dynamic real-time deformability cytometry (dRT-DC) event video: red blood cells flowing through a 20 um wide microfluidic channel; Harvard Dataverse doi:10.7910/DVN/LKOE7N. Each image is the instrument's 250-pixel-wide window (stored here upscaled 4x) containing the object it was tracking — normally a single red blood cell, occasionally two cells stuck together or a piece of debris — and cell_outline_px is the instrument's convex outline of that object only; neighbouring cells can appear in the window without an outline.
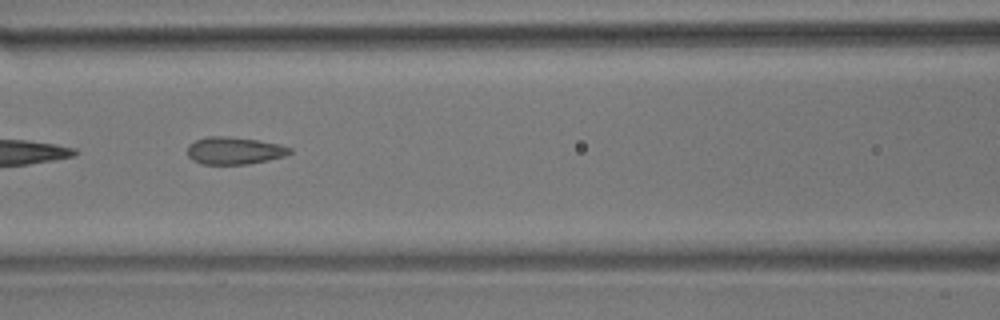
{"species": "common noctule bat (a hibernating species)", "species_latin": "Nyctalus noctula", "temperature_condition": "room temperature", "stored_images_in_passage": 15, "camera_frame_rate_fps": 3000, "um_per_image_px": 0.085, "animal": {"sex": "male", "body_mass_g": 17.9}, "frame": {"image": 1, "passage_image": 7, "time_ms": 7.667, "image_size_px": [1000, 320], "cell_outline_px": [[292, 152], [284, 156], [268, 160], [248, 164], [204, 164], [192, 160], [188, 156], [188, 144], [196, 140], [208, 136], [228, 136], [256, 140], [280, 144], [292, 148]], "centroid_in_image_um": [19.91, 12.8], "position_along_channel_um": 146.7, "area_um2": 16.3}}
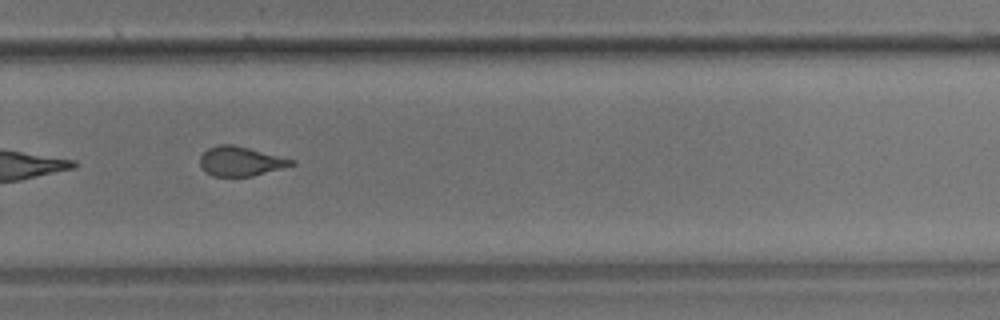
{"frame": {"image": 2, "passage_image": 11, "time_ms": 12.333, "image_size_px": [1000, 320], "cell_outline_px": [[296, 164], [252, 176], [212, 176], [204, 172], [200, 168], [200, 156], [208, 148], [220, 144], [232, 144], [296, 160]], "centroid_in_image_um": [20.42, 13.71], "position_along_channel_um": 309.4, "area_um2": 15.66}, "authors_computed_cell_mechanics": {"area_um2": 18.3804, "velocity_mm_per_s": 3.5045, "shape_relaxation_time_tau1_ms": 7.5586, "shape_relaxation_time_tau2_ms": 1.4778, "deformation_change_tau1": 0.1232, "deformation_change_tau2": 0.059}}